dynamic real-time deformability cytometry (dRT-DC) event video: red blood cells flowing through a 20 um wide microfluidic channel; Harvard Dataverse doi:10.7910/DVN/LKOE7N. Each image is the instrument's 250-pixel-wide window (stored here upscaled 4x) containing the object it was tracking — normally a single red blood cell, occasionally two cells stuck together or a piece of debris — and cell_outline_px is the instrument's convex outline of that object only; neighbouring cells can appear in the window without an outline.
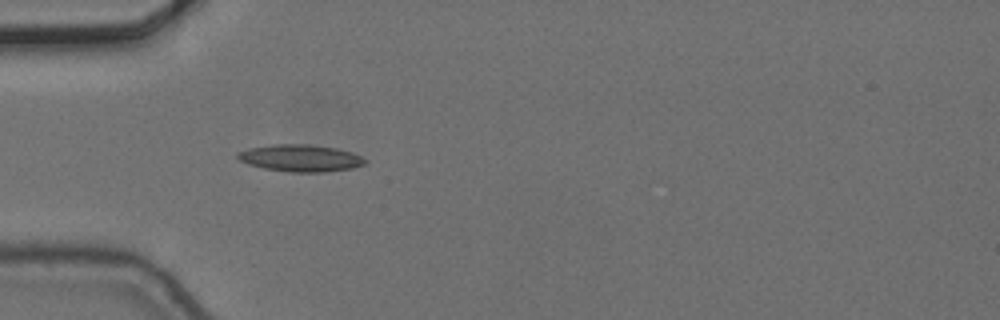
{"species": "common noctule bat (a hibernating species)", "species_latin": "Nyctalus noctula", "temperature_condition": "cold", "stored_images_in_passage": 4, "camera_frame_rate_fps": 3000, "um_per_image_px": 0.085, "animal": {"sex": "female", "body_mass_g": 24.6, "forearm_length_mm": 56.2}, "frame": {"image": 1, "passage_image": 4, "time_ms": 1.0, "image_size_px": [1000, 320], "cell_outline_px": [[368, 160], [364, 164], [352, 168], [324, 172], [292, 172], [264, 168], [248, 164], [240, 160], [236, 156], [236, 152], [248, 148], [272, 144], [308, 144], [336, 148], [352, 152]], "centroid_in_image_um": [25.52, 13.43], "position_along_channel_um": 59.5, "area_um2": 20.06}}